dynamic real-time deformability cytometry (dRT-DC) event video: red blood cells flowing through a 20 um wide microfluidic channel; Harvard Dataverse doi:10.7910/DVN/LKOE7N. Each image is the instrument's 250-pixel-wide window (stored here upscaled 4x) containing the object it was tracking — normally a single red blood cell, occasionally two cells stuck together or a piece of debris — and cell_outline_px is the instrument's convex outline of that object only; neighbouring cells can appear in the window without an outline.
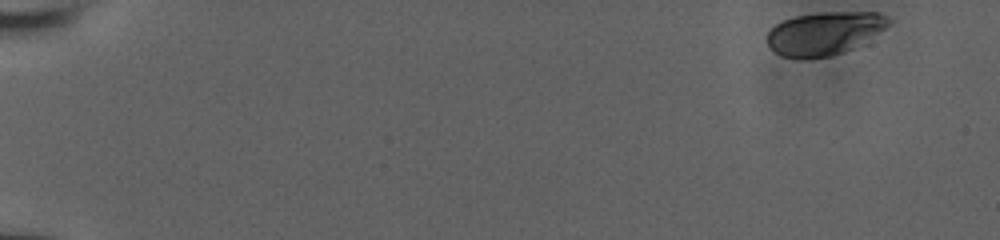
{"species": "human", "species_latin": "Homo sapiens", "temperature_condition": "room temperature", "stored_images_in_passage": 16, "camera_frame_rate_fps": 3000, "um_per_image_px": 0.085, "donor": {"sex": "male"}, "frame": {"image": 1, "passage_image": 1, "time_ms": 0.0, "image_size_px": [1000, 240], "cell_outline_px": [[892, 20], [884, 28], [848, 48], [832, 56], [780, 56], [768, 44], [768, 32], [776, 24], [784, 20], [796, 16], [820, 12], [880, 12], [888, 16]], "centroid_in_image_um": [70.05, 2.77], "position_along_channel_um": 14.9, "area_um2": 29.25}}